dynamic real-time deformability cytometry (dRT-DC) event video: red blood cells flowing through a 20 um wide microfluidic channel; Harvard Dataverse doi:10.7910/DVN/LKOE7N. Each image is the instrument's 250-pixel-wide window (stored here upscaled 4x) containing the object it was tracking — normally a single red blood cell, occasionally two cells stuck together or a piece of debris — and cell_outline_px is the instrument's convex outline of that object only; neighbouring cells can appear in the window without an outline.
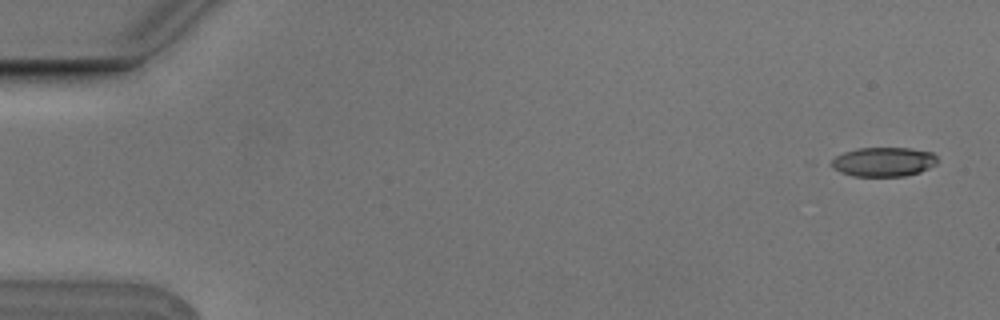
{"species": "Egyptian fruit bat (a non-hibernating species)", "species_latin": "Rousettus aegyptiacus", "temperature_condition": "cold", "stored_images_in_passage": 5, "camera_frame_rate_fps": 3000, "um_per_image_px": 0.085, "animal": {"sex": "male"}, "frame": {"image": 1, "passage_image": 1, "time_ms": 0.0, "image_size_px": [1000, 320], "cell_outline_px": [[940, 160], [936, 164], [920, 172], [904, 176], [852, 176], [840, 172], [832, 168], [828, 164], [836, 156], [844, 152], [856, 148], [912, 148], [932, 152]], "centroid_in_image_um": [75.09, 13.75], "position_along_channel_um": 9.9, "area_um2": 18.32}}
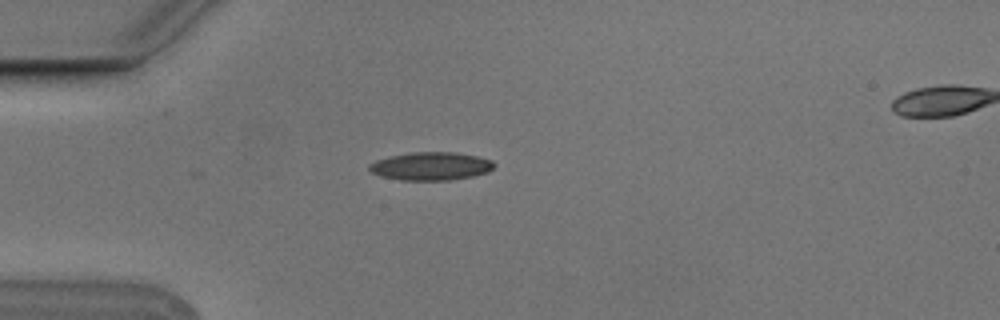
{"frame": {"image": 2, "passage_image": 4, "time_ms": 1.0, "image_size_px": [1000, 320], "cell_outline_px": [[496, 164], [488, 172], [472, 176], [448, 180], [400, 180], [380, 176], [372, 172], [368, 168], [368, 164], [376, 160], [388, 156], [408, 152], [456, 152], [476, 156], [492, 160]], "centroid_in_image_um": [36.6, 14.11], "position_along_channel_um": 48.4, "area_um2": 20.58}}